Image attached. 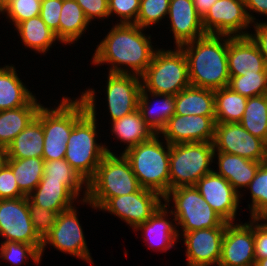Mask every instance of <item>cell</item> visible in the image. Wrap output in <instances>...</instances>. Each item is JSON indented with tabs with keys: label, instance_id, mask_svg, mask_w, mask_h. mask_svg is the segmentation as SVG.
<instances>
[{
	"label": "cell",
	"instance_id": "e575fe53",
	"mask_svg": "<svg viewBox=\"0 0 267 266\" xmlns=\"http://www.w3.org/2000/svg\"><path fill=\"white\" fill-rule=\"evenodd\" d=\"M6 163L11 167L19 190L28 196L40 183L43 172V158H7Z\"/></svg>",
	"mask_w": 267,
	"mask_h": 266
},
{
	"label": "cell",
	"instance_id": "74e56055",
	"mask_svg": "<svg viewBox=\"0 0 267 266\" xmlns=\"http://www.w3.org/2000/svg\"><path fill=\"white\" fill-rule=\"evenodd\" d=\"M0 245V258L14 266H21L28 262L26 261L28 259L32 260L37 266L41 263L40 252L31 244L1 241Z\"/></svg>",
	"mask_w": 267,
	"mask_h": 266
},
{
	"label": "cell",
	"instance_id": "816d5d0a",
	"mask_svg": "<svg viewBox=\"0 0 267 266\" xmlns=\"http://www.w3.org/2000/svg\"><path fill=\"white\" fill-rule=\"evenodd\" d=\"M7 160V148L0 144V169L4 166Z\"/></svg>",
	"mask_w": 267,
	"mask_h": 266
},
{
	"label": "cell",
	"instance_id": "60d3db41",
	"mask_svg": "<svg viewBox=\"0 0 267 266\" xmlns=\"http://www.w3.org/2000/svg\"><path fill=\"white\" fill-rule=\"evenodd\" d=\"M42 0H15L1 14H7L6 19L16 27L20 22L40 15Z\"/></svg>",
	"mask_w": 267,
	"mask_h": 266
},
{
	"label": "cell",
	"instance_id": "7a4b0ae2",
	"mask_svg": "<svg viewBox=\"0 0 267 266\" xmlns=\"http://www.w3.org/2000/svg\"><path fill=\"white\" fill-rule=\"evenodd\" d=\"M81 92L87 113L74 125L67 142L64 159L88 182L107 153L114 154L108 146L97 143L96 91L89 88Z\"/></svg>",
	"mask_w": 267,
	"mask_h": 266
},
{
	"label": "cell",
	"instance_id": "6da1fadb",
	"mask_svg": "<svg viewBox=\"0 0 267 266\" xmlns=\"http://www.w3.org/2000/svg\"><path fill=\"white\" fill-rule=\"evenodd\" d=\"M135 24L112 26L107 35L96 45L91 64H108L110 73H124L141 76L150 65L156 51L151 35Z\"/></svg>",
	"mask_w": 267,
	"mask_h": 266
},
{
	"label": "cell",
	"instance_id": "4dcf8cb0",
	"mask_svg": "<svg viewBox=\"0 0 267 266\" xmlns=\"http://www.w3.org/2000/svg\"><path fill=\"white\" fill-rule=\"evenodd\" d=\"M14 29L20 36L24 47L31 48L38 54L45 55L56 41L60 42L55 32L45 24L40 16L20 22Z\"/></svg>",
	"mask_w": 267,
	"mask_h": 266
},
{
	"label": "cell",
	"instance_id": "4fadbf2b",
	"mask_svg": "<svg viewBox=\"0 0 267 266\" xmlns=\"http://www.w3.org/2000/svg\"><path fill=\"white\" fill-rule=\"evenodd\" d=\"M206 34L249 36L250 20L244 0H217L202 17Z\"/></svg>",
	"mask_w": 267,
	"mask_h": 266
},
{
	"label": "cell",
	"instance_id": "4316f807",
	"mask_svg": "<svg viewBox=\"0 0 267 266\" xmlns=\"http://www.w3.org/2000/svg\"><path fill=\"white\" fill-rule=\"evenodd\" d=\"M41 106L35 96L26 106L0 111V144L7 148L36 117Z\"/></svg>",
	"mask_w": 267,
	"mask_h": 266
},
{
	"label": "cell",
	"instance_id": "7c38bea8",
	"mask_svg": "<svg viewBox=\"0 0 267 266\" xmlns=\"http://www.w3.org/2000/svg\"><path fill=\"white\" fill-rule=\"evenodd\" d=\"M214 152H224L255 161L267 162V143L249 133L240 123H216Z\"/></svg>",
	"mask_w": 267,
	"mask_h": 266
},
{
	"label": "cell",
	"instance_id": "30bf717a",
	"mask_svg": "<svg viewBox=\"0 0 267 266\" xmlns=\"http://www.w3.org/2000/svg\"><path fill=\"white\" fill-rule=\"evenodd\" d=\"M76 208L75 205L57 215L54 227L43 239L40 251L41 260L46 250L45 248L49 244L64 254L67 253L87 263L94 264L87 246L82 224H80L78 219L79 212Z\"/></svg>",
	"mask_w": 267,
	"mask_h": 266
},
{
	"label": "cell",
	"instance_id": "2e32d148",
	"mask_svg": "<svg viewBox=\"0 0 267 266\" xmlns=\"http://www.w3.org/2000/svg\"><path fill=\"white\" fill-rule=\"evenodd\" d=\"M106 94L108 111L111 121L131 114L138 109L141 93L140 76L124 73H110L107 75Z\"/></svg>",
	"mask_w": 267,
	"mask_h": 266
},
{
	"label": "cell",
	"instance_id": "1f68e13d",
	"mask_svg": "<svg viewBox=\"0 0 267 266\" xmlns=\"http://www.w3.org/2000/svg\"><path fill=\"white\" fill-rule=\"evenodd\" d=\"M59 20V40L64 45L75 44L90 24L75 0H63Z\"/></svg>",
	"mask_w": 267,
	"mask_h": 266
},
{
	"label": "cell",
	"instance_id": "f6af8a7d",
	"mask_svg": "<svg viewBox=\"0 0 267 266\" xmlns=\"http://www.w3.org/2000/svg\"><path fill=\"white\" fill-rule=\"evenodd\" d=\"M25 195L19 190L11 167L5 163L0 169V200L21 198Z\"/></svg>",
	"mask_w": 267,
	"mask_h": 266
},
{
	"label": "cell",
	"instance_id": "f5cc1de1",
	"mask_svg": "<svg viewBox=\"0 0 267 266\" xmlns=\"http://www.w3.org/2000/svg\"><path fill=\"white\" fill-rule=\"evenodd\" d=\"M13 1L15 0H0V13Z\"/></svg>",
	"mask_w": 267,
	"mask_h": 266
},
{
	"label": "cell",
	"instance_id": "ac0fdd59",
	"mask_svg": "<svg viewBox=\"0 0 267 266\" xmlns=\"http://www.w3.org/2000/svg\"><path fill=\"white\" fill-rule=\"evenodd\" d=\"M194 186L225 222H235L237 210L240 209V194L223 176L213 170Z\"/></svg>",
	"mask_w": 267,
	"mask_h": 266
},
{
	"label": "cell",
	"instance_id": "44dd1931",
	"mask_svg": "<svg viewBox=\"0 0 267 266\" xmlns=\"http://www.w3.org/2000/svg\"><path fill=\"white\" fill-rule=\"evenodd\" d=\"M227 60L230 76L267 72V63L250 36H228Z\"/></svg>",
	"mask_w": 267,
	"mask_h": 266
},
{
	"label": "cell",
	"instance_id": "83f0119b",
	"mask_svg": "<svg viewBox=\"0 0 267 266\" xmlns=\"http://www.w3.org/2000/svg\"><path fill=\"white\" fill-rule=\"evenodd\" d=\"M111 122V133L115 136L114 138L127 145L122 153L139 143L151 140L156 135L142 119L138 109Z\"/></svg>",
	"mask_w": 267,
	"mask_h": 266
},
{
	"label": "cell",
	"instance_id": "484cf974",
	"mask_svg": "<svg viewBox=\"0 0 267 266\" xmlns=\"http://www.w3.org/2000/svg\"><path fill=\"white\" fill-rule=\"evenodd\" d=\"M9 65L0 67V111L26 106L36 95L19 78L16 67Z\"/></svg>",
	"mask_w": 267,
	"mask_h": 266
},
{
	"label": "cell",
	"instance_id": "ab89813d",
	"mask_svg": "<svg viewBox=\"0 0 267 266\" xmlns=\"http://www.w3.org/2000/svg\"><path fill=\"white\" fill-rule=\"evenodd\" d=\"M170 0H141L135 25L147 29L168 15Z\"/></svg>",
	"mask_w": 267,
	"mask_h": 266
},
{
	"label": "cell",
	"instance_id": "7dc6e473",
	"mask_svg": "<svg viewBox=\"0 0 267 266\" xmlns=\"http://www.w3.org/2000/svg\"><path fill=\"white\" fill-rule=\"evenodd\" d=\"M254 252L256 262L267 258V225L260 219L254 218Z\"/></svg>",
	"mask_w": 267,
	"mask_h": 266
},
{
	"label": "cell",
	"instance_id": "5b68a950",
	"mask_svg": "<svg viewBox=\"0 0 267 266\" xmlns=\"http://www.w3.org/2000/svg\"><path fill=\"white\" fill-rule=\"evenodd\" d=\"M87 112L86 104L79 96L73 100L63 96L54 108L41 106L36 118L44 131V161L64 159L71 131Z\"/></svg>",
	"mask_w": 267,
	"mask_h": 266
},
{
	"label": "cell",
	"instance_id": "8992f818",
	"mask_svg": "<svg viewBox=\"0 0 267 266\" xmlns=\"http://www.w3.org/2000/svg\"><path fill=\"white\" fill-rule=\"evenodd\" d=\"M122 154L129 161L142 188L156 191L162 197L169 192L170 144L163 138L160 139V135H155L151 140L139 143Z\"/></svg>",
	"mask_w": 267,
	"mask_h": 266
},
{
	"label": "cell",
	"instance_id": "52a82bcc",
	"mask_svg": "<svg viewBox=\"0 0 267 266\" xmlns=\"http://www.w3.org/2000/svg\"><path fill=\"white\" fill-rule=\"evenodd\" d=\"M140 78L142 89L151 93L176 96L191 86L186 55L176 46L174 50L156 48L150 65Z\"/></svg>",
	"mask_w": 267,
	"mask_h": 266
},
{
	"label": "cell",
	"instance_id": "cb8c5ba5",
	"mask_svg": "<svg viewBox=\"0 0 267 266\" xmlns=\"http://www.w3.org/2000/svg\"><path fill=\"white\" fill-rule=\"evenodd\" d=\"M150 99L158 101L155 103L153 101V105ZM138 110L146 124L156 135H159L175 113V96L151 93L141 89Z\"/></svg>",
	"mask_w": 267,
	"mask_h": 266
},
{
	"label": "cell",
	"instance_id": "f546056e",
	"mask_svg": "<svg viewBox=\"0 0 267 266\" xmlns=\"http://www.w3.org/2000/svg\"><path fill=\"white\" fill-rule=\"evenodd\" d=\"M178 115L215 116L214 90L189 86L175 96Z\"/></svg>",
	"mask_w": 267,
	"mask_h": 266
},
{
	"label": "cell",
	"instance_id": "7402d4cb",
	"mask_svg": "<svg viewBox=\"0 0 267 266\" xmlns=\"http://www.w3.org/2000/svg\"><path fill=\"white\" fill-rule=\"evenodd\" d=\"M176 47L204 36L202 17L197 13L193 0H170L168 16Z\"/></svg>",
	"mask_w": 267,
	"mask_h": 266
},
{
	"label": "cell",
	"instance_id": "3957f363",
	"mask_svg": "<svg viewBox=\"0 0 267 266\" xmlns=\"http://www.w3.org/2000/svg\"><path fill=\"white\" fill-rule=\"evenodd\" d=\"M180 47L187 58L191 86L212 90L228 86V35L205 34Z\"/></svg>",
	"mask_w": 267,
	"mask_h": 266
},
{
	"label": "cell",
	"instance_id": "277c9868",
	"mask_svg": "<svg viewBox=\"0 0 267 266\" xmlns=\"http://www.w3.org/2000/svg\"><path fill=\"white\" fill-rule=\"evenodd\" d=\"M141 188L125 156L107 153L87 182V199L79 203L99 210L110 198L129 195Z\"/></svg>",
	"mask_w": 267,
	"mask_h": 266
},
{
	"label": "cell",
	"instance_id": "d590c367",
	"mask_svg": "<svg viewBox=\"0 0 267 266\" xmlns=\"http://www.w3.org/2000/svg\"><path fill=\"white\" fill-rule=\"evenodd\" d=\"M239 123L253 136L267 143V94L247 99L246 108Z\"/></svg>",
	"mask_w": 267,
	"mask_h": 266
},
{
	"label": "cell",
	"instance_id": "f35d334b",
	"mask_svg": "<svg viewBox=\"0 0 267 266\" xmlns=\"http://www.w3.org/2000/svg\"><path fill=\"white\" fill-rule=\"evenodd\" d=\"M227 87L247 98L265 95L267 94V72L230 76Z\"/></svg>",
	"mask_w": 267,
	"mask_h": 266
},
{
	"label": "cell",
	"instance_id": "ee69618b",
	"mask_svg": "<svg viewBox=\"0 0 267 266\" xmlns=\"http://www.w3.org/2000/svg\"><path fill=\"white\" fill-rule=\"evenodd\" d=\"M63 5V0H42L40 17L45 24L55 32L59 39V17Z\"/></svg>",
	"mask_w": 267,
	"mask_h": 266
},
{
	"label": "cell",
	"instance_id": "603a6c76",
	"mask_svg": "<svg viewBox=\"0 0 267 266\" xmlns=\"http://www.w3.org/2000/svg\"><path fill=\"white\" fill-rule=\"evenodd\" d=\"M218 160L216 163L218 168L217 174L223 176L232 187L240 194L242 188H246L252 179L255 177L256 172L263 162H255L238 155L228 154L224 152H214V159ZM241 188V189H239Z\"/></svg>",
	"mask_w": 267,
	"mask_h": 266
},
{
	"label": "cell",
	"instance_id": "db71d44e",
	"mask_svg": "<svg viewBox=\"0 0 267 266\" xmlns=\"http://www.w3.org/2000/svg\"><path fill=\"white\" fill-rule=\"evenodd\" d=\"M255 266H267V258H265V259H259L256 262Z\"/></svg>",
	"mask_w": 267,
	"mask_h": 266
},
{
	"label": "cell",
	"instance_id": "c3c4849f",
	"mask_svg": "<svg viewBox=\"0 0 267 266\" xmlns=\"http://www.w3.org/2000/svg\"><path fill=\"white\" fill-rule=\"evenodd\" d=\"M254 32L249 34L251 39L257 44L260 52L267 63V21L256 22L253 25Z\"/></svg>",
	"mask_w": 267,
	"mask_h": 266
},
{
	"label": "cell",
	"instance_id": "d6986e66",
	"mask_svg": "<svg viewBox=\"0 0 267 266\" xmlns=\"http://www.w3.org/2000/svg\"><path fill=\"white\" fill-rule=\"evenodd\" d=\"M226 227L204 228L184 233L187 266H213L219 264Z\"/></svg>",
	"mask_w": 267,
	"mask_h": 266
},
{
	"label": "cell",
	"instance_id": "836d02e7",
	"mask_svg": "<svg viewBox=\"0 0 267 266\" xmlns=\"http://www.w3.org/2000/svg\"><path fill=\"white\" fill-rule=\"evenodd\" d=\"M41 181H62L78 198L87 199V182L65 159L45 161Z\"/></svg>",
	"mask_w": 267,
	"mask_h": 266
},
{
	"label": "cell",
	"instance_id": "7bdbcfd3",
	"mask_svg": "<svg viewBox=\"0 0 267 266\" xmlns=\"http://www.w3.org/2000/svg\"><path fill=\"white\" fill-rule=\"evenodd\" d=\"M141 0H108L109 16L120 17L119 24H135Z\"/></svg>",
	"mask_w": 267,
	"mask_h": 266
},
{
	"label": "cell",
	"instance_id": "ba28073f",
	"mask_svg": "<svg viewBox=\"0 0 267 266\" xmlns=\"http://www.w3.org/2000/svg\"><path fill=\"white\" fill-rule=\"evenodd\" d=\"M163 201L168 208L171 207V202L173 204V209L170 208V210L176 219L179 238L186 232L204 228L226 227L228 223L212 209L195 186L173 188L163 197Z\"/></svg>",
	"mask_w": 267,
	"mask_h": 266
},
{
	"label": "cell",
	"instance_id": "9a60e30c",
	"mask_svg": "<svg viewBox=\"0 0 267 266\" xmlns=\"http://www.w3.org/2000/svg\"><path fill=\"white\" fill-rule=\"evenodd\" d=\"M226 224L218 266H255L254 218Z\"/></svg>",
	"mask_w": 267,
	"mask_h": 266
},
{
	"label": "cell",
	"instance_id": "5bb4252c",
	"mask_svg": "<svg viewBox=\"0 0 267 266\" xmlns=\"http://www.w3.org/2000/svg\"><path fill=\"white\" fill-rule=\"evenodd\" d=\"M156 191L141 188L138 192L110 198L99 211L117 216L133 230L147 221L163 203Z\"/></svg>",
	"mask_w": 267,
	"mask_h": 266
},
{
	"label": "cell",
	"instance_id": "ffe728a7",
	"mask_svg": "<svg viewBox=\"0 0 267 266\" xmlns=\"http://www.w3.org/2000/svg\"><path fill=\"white\" fill-rule=\"evenodd\" d=\"M139 230L142 231V236H144L142 238L145 243L147 242L146 245L151 250H156L155 252L162 253L175 248V243L177 244L180 239L176 219L165 203H162L147 221L138 225L133 231Z\"/></svg>",
	"mask_w": 267,
	"mask_h": 266
},
{
	"label": "cell",
	"instance_id": "d6a6232c",
	"mask_svg": "<svg viewBox=\"0 0 267 266\" xmlns=\"http://www.w3.org/2000/svg\"><path fill=\"white\" fill-rule=\"evenodd\" d=\"M247 99L229 87L214 90L216 123H239L242 120Z\"/></svg>",
	"mask_w": 267,
	"mask_h": 266
},
{
	"label": "cell",
	"instance_id": "f907efd6",
	"mask_svg": "<svg viewBox=\"0 0 267 266\" xmlns=\"http://www.w3.org/2000/svg\"><path fill=\"white\" fill-rule=\"evenodd\" d=\"M217 0H193L197 13L203 17Z\"/></svg>",
	"mask_w": 267,
	"mask_h": 266
},
{
	"label": "cell",
	"instance_id": "d4e9b609",
	"mask_svg": "<svg viewBox=\"0 0 267 266\" xmlns=\"http://www.w3.org/2000/svg\"><path fill=\"white\" fill-rule=\"evenodd\" d=\"M28 199L34 205L58 214L75 206L73 203L81 201L62 181H40L28 195Z\"/></svg>",
	"mask_w": 267,
	"mask_h": 266
},
{
	"label": "cell",
	"instance_id": "8fae6325",
	"mask_svg": "<svg viewBox=\"0 0 267 266\" xmlns=\"http://www.w3.org/2000/svg\"><path fill=\"white\" fill-rule=\"evenodd\" d=\"M0 237L4 241L31 244L41 251L43 240L32 225L28 196L0 200Z\"/></svg>",
	"mask_w": 267,
	"mask_h": 266
},
{
	"label": "cell",
	"instance_id": "b9f144b4",
	"mask_svg": "<svg viewBox=\"0 0 267 266\" xmlns=\"http://www.w3.org/2000/svg\"><path fill=\"white\" fill-rule=\"evenodd\" d=\"M28 207L32 225L34 226L38 236L43 240L54 227L58 213L43 207H38L29 199Z\"/></svg>",
	"mask_w": 267,
	"mask_h": 266
},
{
	"label": "cell",
	"instance_id": "bcb514c9",
	"mask_svg": "<svg viewBox=\"0 0 267 266\" xmlns=\"http://www.w3.org/2000/svg\"><path fill=\"white\" fill-rule=\"evenodd\" d=\"M75 1L80 5L90 23L95 19L103 20L109 17L108 0Z\"/></svg>",
	"mask_w": 267,
	"mask_h": 266
},
{
	"label": "cell",
	"instance_id": "f1b7e54d",
	"mask_svg": "<svg viewBox=\"0 0 267 266\" xmlns=\"http://www.w3.org/2000/svg\"><path fill=\"white\" fill-rule=\"evenodd\" d=\"M44 131L42 123L35 117L7 147V158H42Z\"/></svg>",
	"mask_w": 267,
	"mask_h": 266
},
{
	"label": "cell",
	"instance_id": "9c48e42d",
	"mask_svg": "<svg viewBox=\"0 0 267 266\" xmlns=\"http://www.w3.org/2000/svg\"><path fill=\"white\" fill-rule=\"evenodd\" d=\"M213 142H194L170 145L169 190L194 186L214 169Z\"/></svg>",
	"mask_w": 267,
	"mask_h": 266
},
{
	"label": "cell",
	"instance_id": "11a10c76",
	"mask_svg": "<svg viewBox=\"0 0 267 266\" xmlns=\"http://www.w3.org/2000/svg\"><path fill=\"white\" fill-rule=\"evenodd\" d=\"M267 225V214L260 218Z\"/></svg>",
	"mask_w": 267,
	"mask_h": 266
},
{
	"label": "cell",
	"instance_id": "8d00e7d4",
	"mask_svg": "<svg viewBox=\"0 0 267 266\" xmlns=\"http://www.w3.org/2000/svg\"><path fill=\"white\" fill-rule=\"evenodd\" d=\"M246 188L252 199L251 204H248L250 218H261L267 214V162L260 165Z\"/></svg>",
	"mask_w": 267,
	"mask_h": 266
},
{
	"label": "cell",
	"instance_id": "681fc988",
	"mask_svg": "<svg viewBox=\"0 0 267 266\" xmlns=\"http://www.w3.org/2000/svg\"><path fill=\"white\" fill-rule=\"evenodd\" d=\"M248 16L252 23L258 22L253 13H258L260 16L267 17V0H244ZM252 12V13H251ZM257 20V21H256Z\"/></svg>",
	"mask_w": 267,
	"mask_h": 266
},
{
	"label": "cell",
	"instance_id": "e0dca14e",
	"mask_svg": "<svg viewBox=\"0 0 267 266\" xmlns=\"http://www.w3.org/2000/svg\"><path fill=\"white\" fill-rule=\"evenodd\" d=\"M215 126V116L174 114L159 135L170 145L213 142Z\"/></svg>",
	"mask_w": 267,
	"mask_h": 266
}]
</instances>
